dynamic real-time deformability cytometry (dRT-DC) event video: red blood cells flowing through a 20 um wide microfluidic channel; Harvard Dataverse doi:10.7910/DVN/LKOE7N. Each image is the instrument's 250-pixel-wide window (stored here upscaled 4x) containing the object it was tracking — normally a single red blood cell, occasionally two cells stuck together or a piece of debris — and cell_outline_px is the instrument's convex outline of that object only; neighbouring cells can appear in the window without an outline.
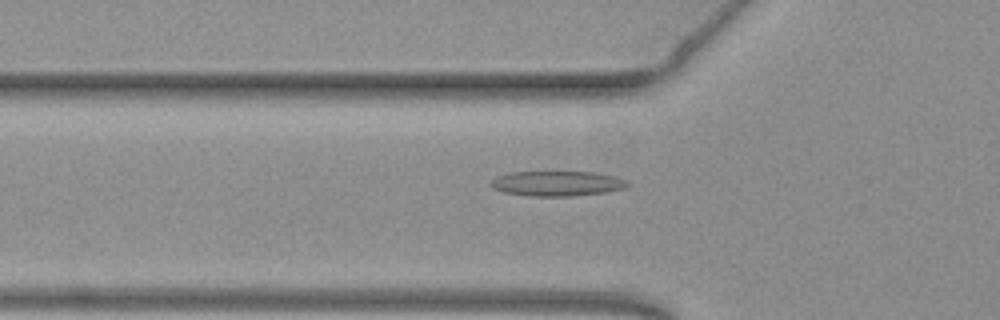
{"species": "common noctule bat (a hibernating species)", "species_latin": "Nyctalus noctula", "temperature_condition": "warm", "stored_images_in_passage": 53, "camera_frame_rate_fps": 3000, "um_per_image_px": 0.085, "animal": {"sex": "female", "body_mass_g": 19.3, "forearm_length_mm": 54.1}, "frame": {"image": 1, "passage_image": 17, "time_ms": 5.333, "image_size_px": [1000, 320], "cell_outline_px": [[632, 184], [624, 188], [604, 192], [572, 196], [528, 196], [504, 192], [492, 188], [488, 184], [496, 176], [508, 172], [596, 172], [616, 176], [628, 180]], "centroid_in_image_um": [47.36, 15.59], "position_along_channel_um": 78.4, "area_um2": 20.17}}
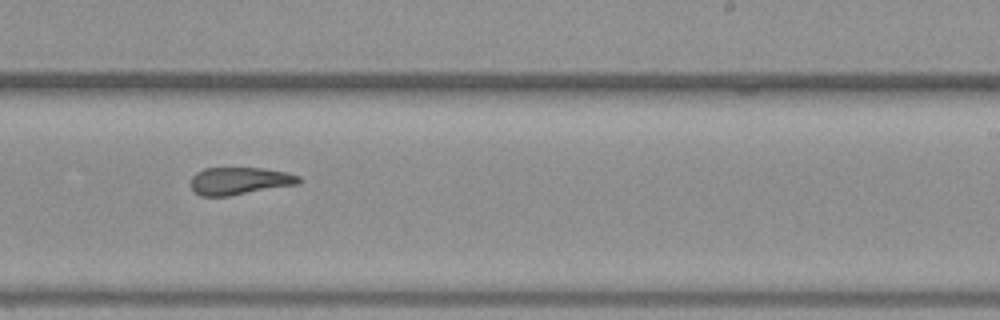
{"frame": {"image": 2, "passage_image": 32, "time_ms": 10.333, "image_size_px": [1000, 320], "cell_outline_px": [[304, 180], [300, 184], [228, 196], [200, 196], [192, 188], [192, 176], [196, 172], [204, 168], [260, 168], [288, 172], [300, 176]], "centroid_in_image_um": [20.42, 15.37], "position_along_channel_um": 268.6, "area_um2": 17.4}}
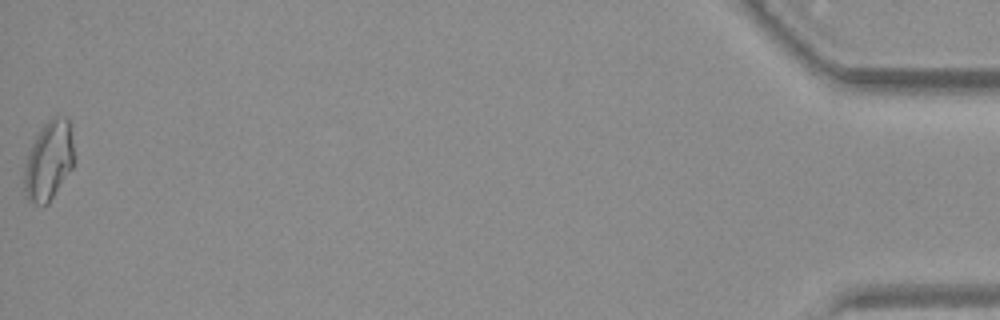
{"frame": {"image": 3, "passage_image": 53, "time_ms": 17.333, "image_size_px": [1000, 320], "cell_outline_px": [[72, 168], [48, 204], [36, 204], [28, 196], [24, 188], [24, 172], [28, 156], [32, 144], [40, 128], [52, 116], [64, 116], [68, 120], [72, 144]], "centroid_in_image_um": [4.14, 13.64], "position_along_channel_um": 431.1, "area_um2": 22.25}, "authors_computed_cell_mechanics": {"area_um2": 19.1318, "velocity_mm_per_s": 3.7933, "shape_relaxation_time_tau1_ms": 9.8178, "shape_relaxation_time_tau2_ms": 2.5447, "deformation_change_tau1": 0.241, "deformation_change_tau2": 0.1064}}